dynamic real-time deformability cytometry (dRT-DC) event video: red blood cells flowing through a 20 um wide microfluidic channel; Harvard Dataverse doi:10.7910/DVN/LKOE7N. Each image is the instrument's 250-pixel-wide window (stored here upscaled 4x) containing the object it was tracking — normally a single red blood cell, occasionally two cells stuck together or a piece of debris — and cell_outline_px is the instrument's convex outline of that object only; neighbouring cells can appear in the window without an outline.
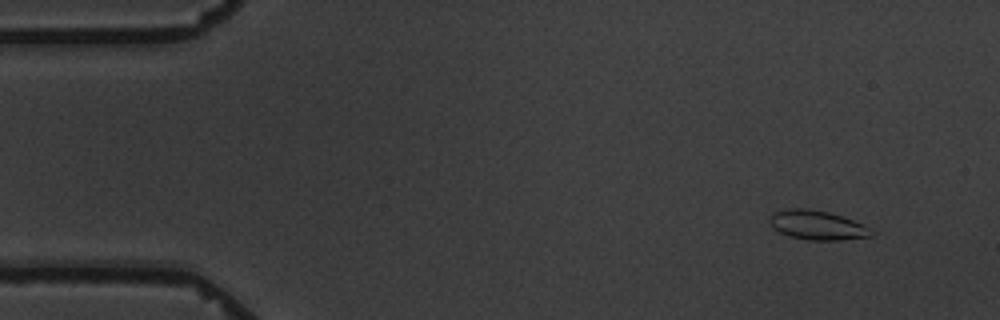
{"species": "common noctule bat (a hibernating species)", "species_latin": "Nyctalus noctula", "temperature_condition": "warm", "stored_images_in_passage": 5, "camera_frame_rate_fps": 3000, "um_per_image_px": 0.085, "animal": {"sex": "male", "body_mass_g": 19.5, "forearm_length_mm": 54.6}, "frame": {"image": 1, "passage_image": 1, "time_ms": 0.0, "image_size_px": [1000, 320], "cell_outline_px": [[876, 232], [872, 236], [840, 240], [808, 240], [788, 236], [780, 232], [772, 224], [768, 216], [772, 212], [788, 208], [808, 208], [828, 212], [852, 220], [872, 228]], "centroid_in_image_um": [69.48, 19.13], "position_along_channel_um": 15.5, "area_um2": 17.4}}